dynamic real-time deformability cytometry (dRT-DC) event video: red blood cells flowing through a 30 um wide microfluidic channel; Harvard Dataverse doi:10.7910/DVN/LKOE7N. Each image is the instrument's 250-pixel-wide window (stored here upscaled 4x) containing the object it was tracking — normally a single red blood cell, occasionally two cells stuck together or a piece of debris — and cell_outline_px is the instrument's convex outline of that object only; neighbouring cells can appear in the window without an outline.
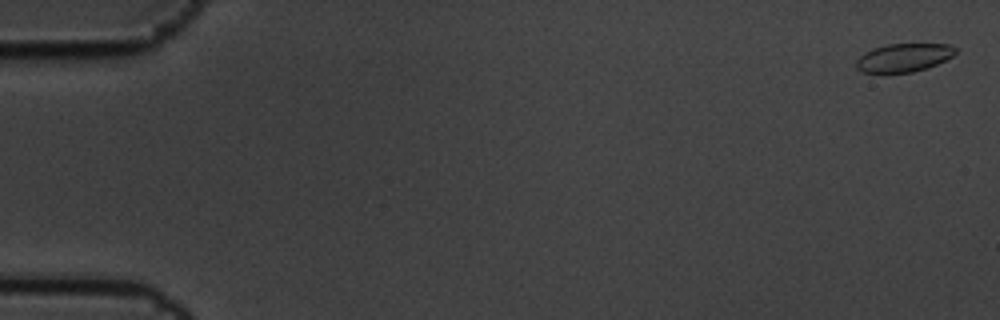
{"species": "common noctule bat (a hibernating species)", "species_latin": "Nyctalus noctula", "temperature_condition": "cold", "stored_images_in_passage": 6, "camera_frame_rate_fps": 3000, "um_per_image_px": 0.085, "animal": {"sex": "male", "body_mass_g": 19.5, "forearm_length_mm": 54.6}, "frame": {"image": 1, "passage_image": 1, "time_ms": 0.0, "image_size_px": [1000, 320], "cell_outline_px": [[956, 52], [952, 56], [928, 68], [912, 72], [864, 72], [856, 68], [856, 60], [864, 52], [872, 48], [888, 44], [948, 44], [956, 48]], "centroid_in_image_um": [76.8, 4.89], "position_along_channel_um": 8.2, "area_um2": 16.24}}
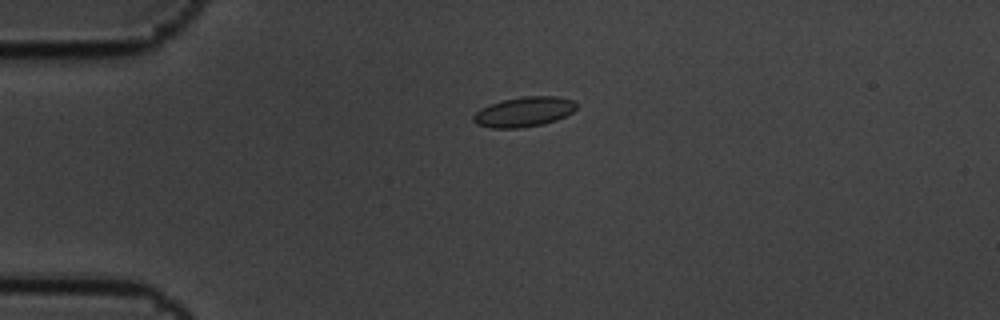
{"frame": {"image": 2, "passage_image": 5, "time_ms": 1.333, "image_size_px": [1000, 320], "cell_outline_px": [[576, 108], [572, 112], [556, 120], [544, 124], [520, 128], [492, 128], [476, 124], [472, 120], [472, 116], [480, 108], [488, 104], [504, 100], [524, 96], [560, 96], [572, 100], [576, 104]], "centroid_in_image_um": [44.51, 9.51], "position_along_channel_um": 40.5, "area_um2": 18.03}}
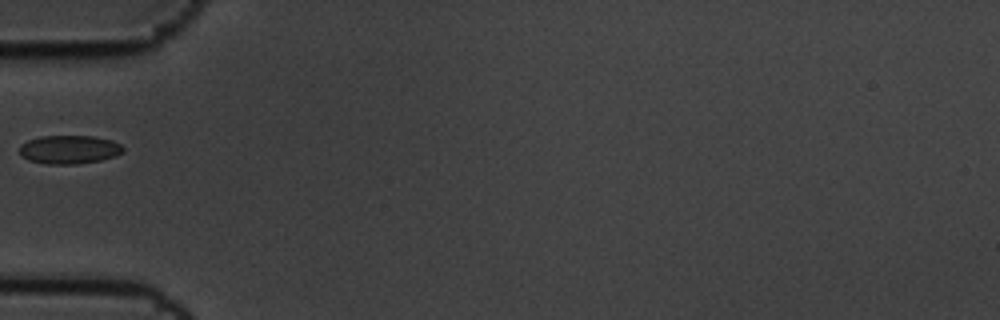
{"frame": {"image": 3, "passage_image": 6, "time_ms": 1.667, "image_size_px": [1000, 320], "cell_outline_px": [[124, 152], [116, 156], [100, 160], [76, 164], [44, 164], [28, 160], [20, 156], [20, 144], [28, 140], [40, 136], [92, 136], [112, 140], [120, 144], [124, 148]], "centroid_in_image_um": [5.87, 12.71], "position_along_channel_um": 79.1, "area_um2": 17.4}}